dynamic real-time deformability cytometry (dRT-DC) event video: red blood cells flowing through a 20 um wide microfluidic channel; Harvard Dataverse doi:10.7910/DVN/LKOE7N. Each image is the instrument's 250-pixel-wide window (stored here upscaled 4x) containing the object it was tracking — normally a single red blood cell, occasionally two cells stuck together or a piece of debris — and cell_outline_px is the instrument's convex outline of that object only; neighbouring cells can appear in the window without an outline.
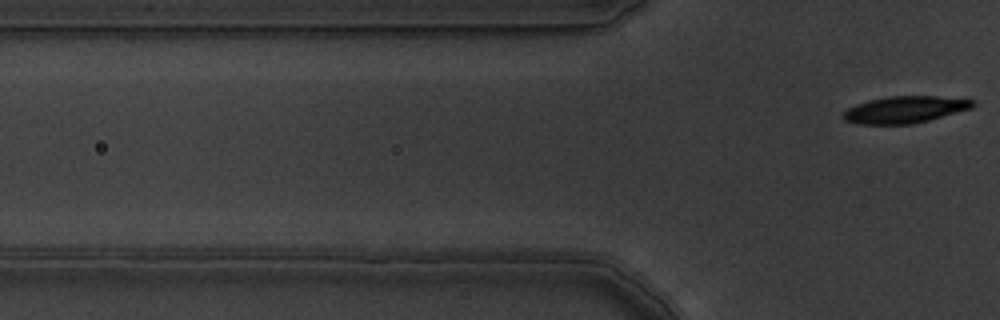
{"species": "common noctule bat (a hibernating species)", "species_latin": "Nyctalus noctula", "temperature_condition": "warm", "stored_images_in_passage": 7, "segment_of_instrument_passage": [2, 2], "camera_frame_rate_fps": 3000, "um_per_image_px": 0.085, "animal": {"sex": "male", "body_mass_g": 19.5, "forearm_length_mm": 54.6}, "frame": {"image": 1, "passage_image": 7, "time_ms": 2.0, "image_size_px": [1000, 320], "cell_outline_px": [[976, 104], [972, 108], [928, 120], [912, 124], [856, 124], [844, 120], [840, 116], [848, 108], [856, 104], [888, 96], [936, 96], [976, 100]], "centroid_in_image_um": [76.91, 9.32], "position_along_channel_um": 48.9, "area_um2": 20.23}}